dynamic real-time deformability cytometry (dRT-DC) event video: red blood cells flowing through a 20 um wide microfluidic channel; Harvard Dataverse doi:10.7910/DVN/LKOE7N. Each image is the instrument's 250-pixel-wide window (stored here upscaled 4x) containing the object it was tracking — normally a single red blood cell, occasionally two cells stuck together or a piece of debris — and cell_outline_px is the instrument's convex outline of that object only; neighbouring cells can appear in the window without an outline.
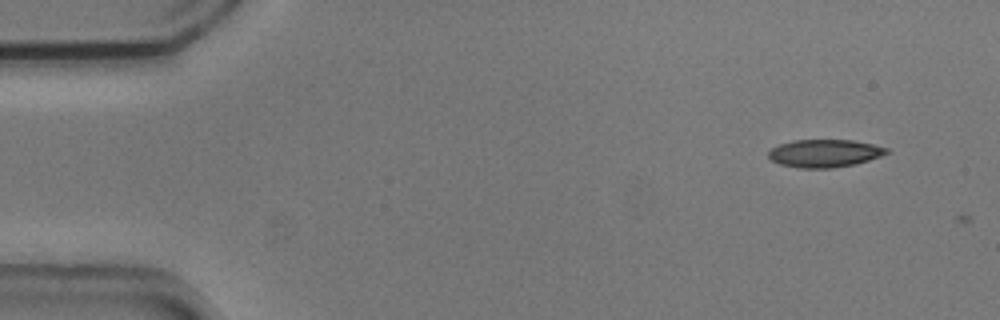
{"species": "common noctule bat (a hibernating species)", "species_latin": "Nyctalus noctula", "temperature_condition": "cold", "stored_images_in_passage": 2, "camera_frame_rate_fps": 3000, "um_per_image_px": 0.085, "animal": {"sex": "male", "body_mass_g": 20.5, "forearm_length_mm": 52.5}, "frame": {"image": 1, "passage_image": 1, "time_ms": 0.0, "image_size_px": [1000, 320], "cell_outline_px": [[892, 152], [856, 164], [832, 168], [796, 168], [780, 164], [772, 160], [768, 156], [768, 152], [772, 148], [780, 144], [792, 140], [852, 140], [872, 144], [888, 148]], "centroid_in_image_um": [70.1, 13.03], "position_along_channel_um": 14.9, "area_um2": 19.19}}